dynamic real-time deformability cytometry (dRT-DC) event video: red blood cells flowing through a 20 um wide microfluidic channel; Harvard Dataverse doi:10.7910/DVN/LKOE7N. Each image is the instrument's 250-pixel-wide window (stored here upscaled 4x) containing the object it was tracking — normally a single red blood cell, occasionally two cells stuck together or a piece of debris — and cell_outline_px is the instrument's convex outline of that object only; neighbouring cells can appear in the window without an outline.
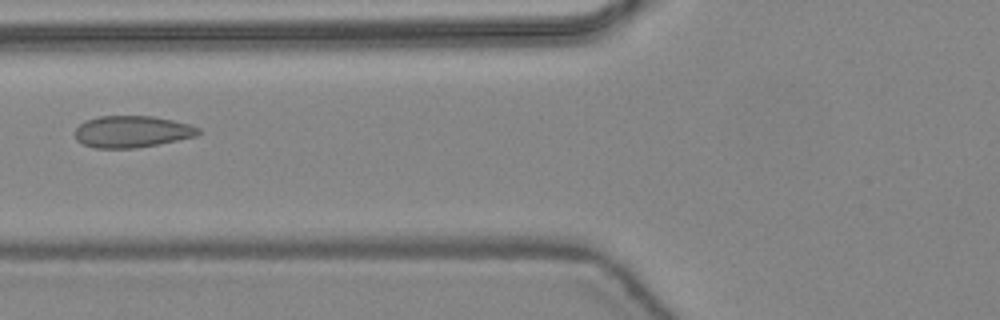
{"species": "common noctule bat (a hibernating species)", "species_latin": "Nyctalus noctula", "temperature_condition": "warm", "stored_images_in_passage": 46, "camera_frame_rate_fps": 3000, "um_per_image_px": 0.085, "animal": {"sex": "female", "body_mass_g": 24.6, "forearm_length_mm": 56.2}, "frame": {"image": 1, "passage_image": 19, "time_ms": 6.0, "image_size_px": [1000, 320], "cell_outline_px": [[200, 132], [196, 136], [136, 148], [96, 148], [84, 144], [76, 140], [72, 132], [84, 120], [100, 116], [152, 116], [172, 120], [188, 124], [200, 128]], "centroid_in_image_um": [11.16, 11.18], "position_along_channel_um": 114.6, "area_um2": 22.77}}
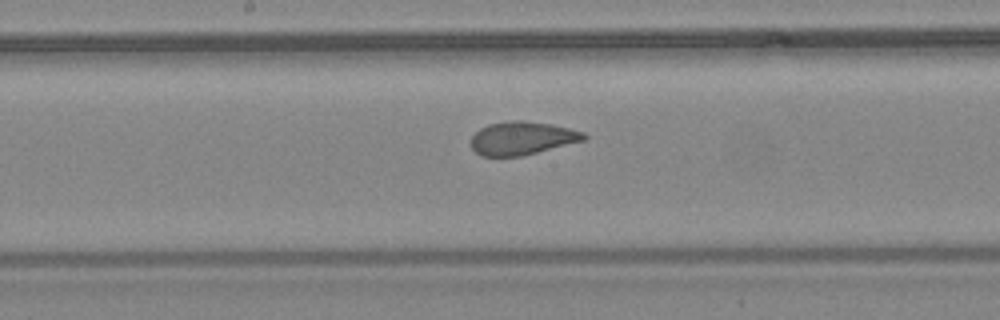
{"frame": {"image": 2, "passage_image": 25, "time_ms": 8.0, "image_size_px": [1000, 320], "cell_outline_px": [[588, 136], [584, 140], [520, 156], [480, 156], [472, 148], [472, 136], [480, 128], [488, 124], [512, 120], [520, 120], [552, 124], [584, 132]], "centroid_in_image_um": [44.36, 11.74], "position_along_channel_um": 203.8, "area_um2": 21.62}}
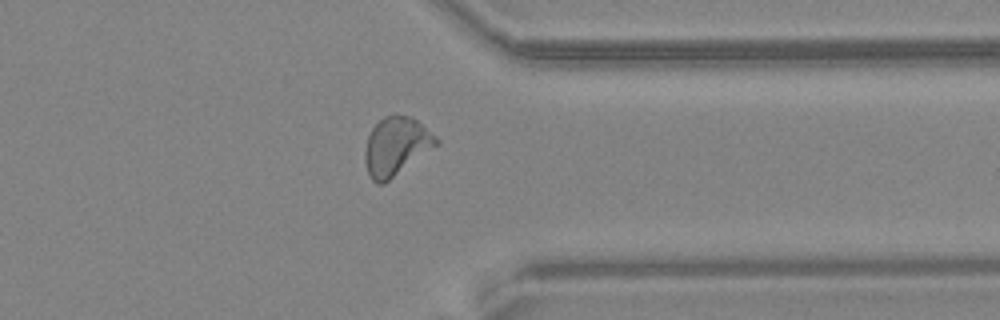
{"frame": {"image": 3, "passage_image": 37, "time_ms": 12.0, "image_size_px": [1000, 320], "cell_outline_px": [[440, 144], [384, 184], [376, 184], [368, 176], [364, 160], [364, 152], [368, 136], [372, 128], [384, 116], [412, 116], [436, 136], [440, 140]], "centroid_in_image_um": [33.67, 12.47], "position_along_channel_um": 377.7, "area_um2": 24.39}, "authors_computed_cell_mechanics": {"area_um2": 23.2934, "velocity_mm_per_s": 4.4442, "shape_relaxation_time_tau1_ms": 10.7535, "shape_relaxation_time_tau2_ms": 0.6319, "deformation_change_tau1": 0.2252, "deformation_change_tau2": 0.0467}}